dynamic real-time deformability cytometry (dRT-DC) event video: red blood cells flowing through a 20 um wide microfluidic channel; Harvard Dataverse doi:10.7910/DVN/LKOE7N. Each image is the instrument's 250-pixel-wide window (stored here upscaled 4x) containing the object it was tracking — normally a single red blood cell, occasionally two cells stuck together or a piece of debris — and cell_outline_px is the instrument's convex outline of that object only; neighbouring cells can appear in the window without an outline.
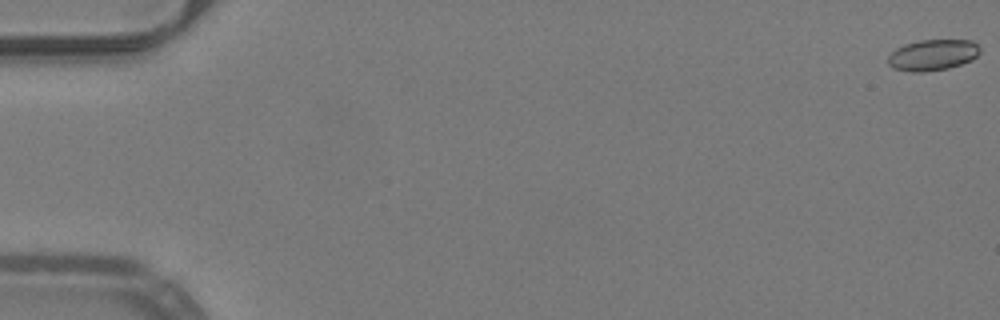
{"species": "common noctule bat (a hibernating species)", "species_latin": "Nyctalus noctula", "temperature_condition": "warm", "stored_images_in_passage": 14, "camera_frame_rate_fps": 3000, "um_per_image_px": 0.085, "animal": {"sex": "male", "body_mass_g": 19.2, "forearm_length_mm": 51.8}, "frame": {"image": 1, "passage_image": 1, "time_ms": 0.0, "image_size_px": [1000, 320], "cell_outline_px": [[980, 52], [972, 60], [948, 68], [924, 72], [912, 72], [892, 68], [888, 64], [888, 56], [896, 48], [904, 44], [920, 40], [972, 40], [980, 48]], "centroid_in_image_um": [79.26, 4.67], "position_along_channel_um": 5.7, "area_um2": 16.65}}